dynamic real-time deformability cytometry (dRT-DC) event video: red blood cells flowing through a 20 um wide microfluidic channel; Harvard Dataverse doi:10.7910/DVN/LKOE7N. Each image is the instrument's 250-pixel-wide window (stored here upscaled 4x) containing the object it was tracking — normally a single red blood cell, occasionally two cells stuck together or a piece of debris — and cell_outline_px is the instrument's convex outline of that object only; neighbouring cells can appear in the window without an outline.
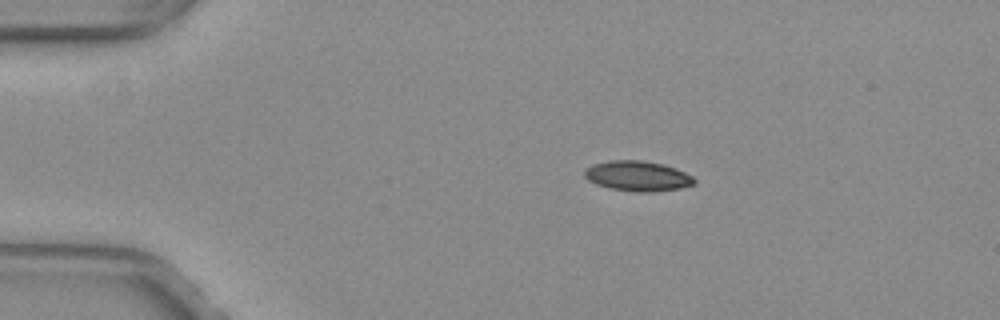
{"species": "common noctule bat (a hibernating species)", "species_latin": "Nyctalus noctula", "temperature_condition": "warm", "stored_images_in_passage": 43, "camera_frame_rate_fps": 3000, "um_per_image_px": 0.085, "animal": {"sex": "female", "body_mass_g": 29.2, "forearm_length_mm": 56.3}, "frame": {"image": 1, "passage_image": 1, "time_ms": 0.0, "image_size_px": [1000, 320], "cell_outline_px": [[696, 184], [680, 188], [652, 192], [636, 192], [608, 188], [596, 184], [588, 180], [584, 176], [584, 168], [592, 164], [608, 160], [640, 160], [664, 164], [676, 168], [692, 176], [696, 180]], "centroid_in_image_um": [54.18, 14.96], "position_along_channel_um": 30.8, "area_um2": 19.54}}
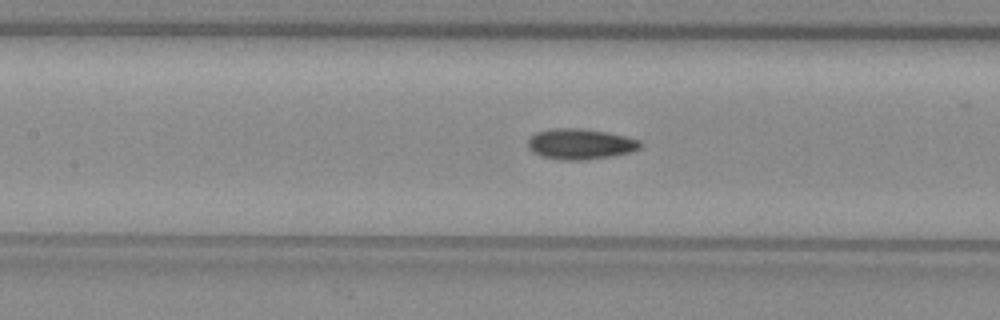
{"frame": {"image": 2, "passage_image": 15, "time_ms": 4.667, "image_size_px": [1000, 320], "cell_outline_px": [[640, 148], [632, 152], [616, 156], [588, 160], [560, 160], [540, 156], [532, 152], [528, 148], [528, 140], [536, 132], [552, 128], [580, 128], [608, 132], [640, 140]], "centroid_in_image_um": [49.33, 12.25], "position_along_channel_um": 158.1, "area_um2": 20.35}}
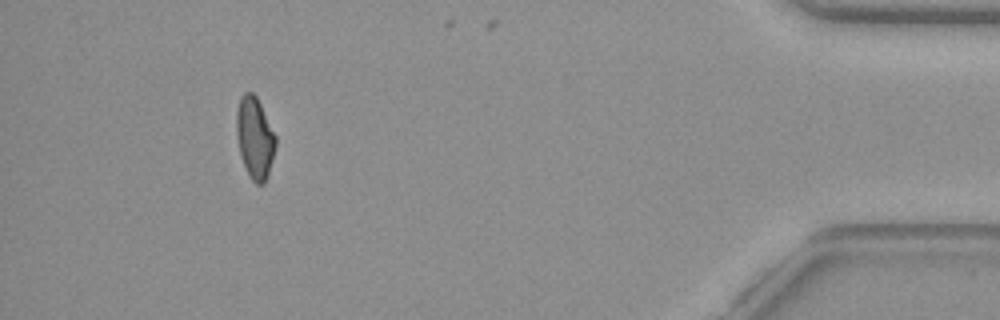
{"frame": {"image": 3, "passage_image": 39, "time_ms": 12.667, "image_size_px": [1000, 320], "cell_outline_px": [[276, 144], [268, 176], [264, 184], [256, 184], [252, 180], [244, 164], [240, 152], [236, 132], [236, 112], [240, 96], [244, 92], [252, 92], [256, 96], [276, 136]], "centroid_in_image_um": [21.66, 11.7], "position_along_channel_um": 413.5, "area_um2": 18.44}, "authors_computed_cell_mechanics": {"area_um2": 19.1896, "velocity_mm_per_s": 3.9985, "shape_relaxation_time_tau1_ms": null, "shape_relaxation_time_tau2_ms": 2.8793, "deformation_change_tau1": null, "deformation_change_tau2": 0.0737}}